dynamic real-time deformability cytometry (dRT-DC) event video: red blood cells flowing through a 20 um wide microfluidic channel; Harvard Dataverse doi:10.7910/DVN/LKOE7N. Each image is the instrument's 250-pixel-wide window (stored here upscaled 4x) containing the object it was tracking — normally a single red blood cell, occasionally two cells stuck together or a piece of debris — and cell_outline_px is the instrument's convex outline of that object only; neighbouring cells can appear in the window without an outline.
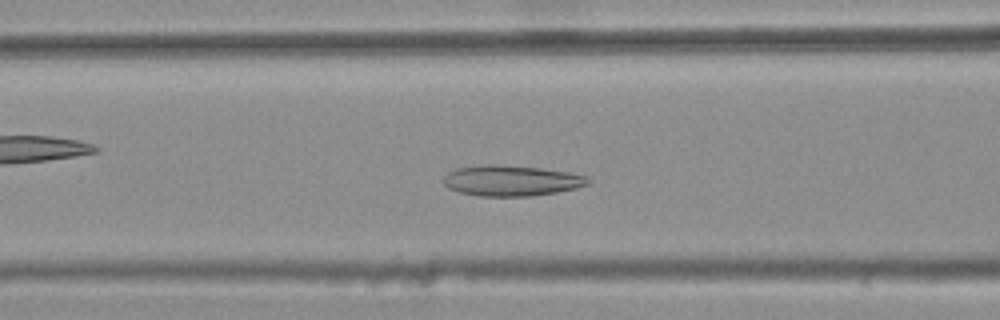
{"species": "common noctule bat (a hibernating species)", "species_latin": "Nyctalus noctula", "temperature_condition": "warm", "stored_images_in_passage": 42, "camera_frame_rate_fps": 3000, "um_per_image_px": 0.085, "animal": {"sex": "female", "body_mass_g": 25.1}, "frame": {"image": 1, "passage_image": 18, "time_ms": 5.667, "image_size_px": [1000, 320], "cell_outline_px": [[592, 180], [588, 184], [576, 188], [556, 192], [532, 196], [480, 196], [460, 192], [448, 188], [444, 184], [444, 176], [448, 172], [456, 168], [484, 164], [496, 164], [540, 168], [568, 172], [588, 176]], "centroid_in_image_um": [43.47, 15.35], "position_along_channel_um": 123.1, "area_um2": 25.89}}
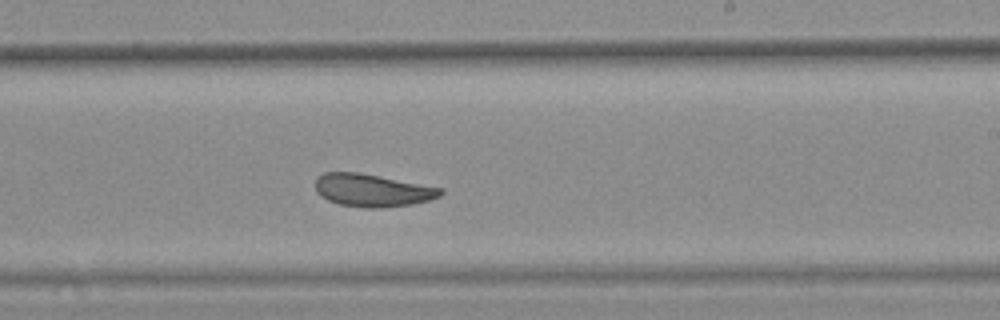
{"frame": {"image": 2, "passage_image": 29, "time_ms": 9.333, "image_size_px": [1000, 320], "cell_outline_px": [[444, 192], [440, 196], [428, 200], [412, 204], [380, 208], [364, 208], [340, 204], [328, 200], [320, 196], [316, 192], [316, 180], [324, 172], [356, 172], [380, 176], [444, 188]], "centroid_in_image_um": [31.66, 16.18], "position_along_channel_um": 257.3, "area_um2": 23.81}}
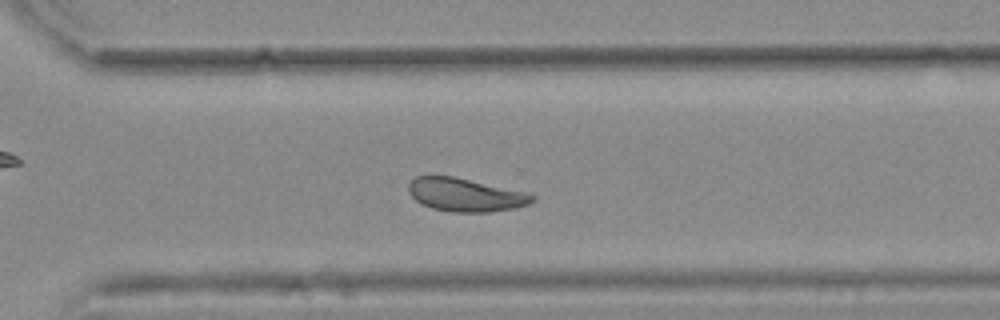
{"frame": {"image": 3, "passage_image": 35, "time_ms": 11.333, "image_size_px": [1000, 320], "cell_outline_px": [[536, 200], [528, 204], [516, 208], [488, 212], [452, 212], [432, 208], [416, 200], [408, 192], [408, 184], [416, 176], [452, 176], [528, 192], [536, 196]], "centroid_in_image_um": [39.6, 16.56], "position_along_channel_um": 331.0, "area_um2": 23.99}, "authors_computed_cell_mechanics": {"area_um2": 24.8251, "velocity_mm_per_s": 3.6746, "shape_relaxation_time_tau1_ms": null, "shape_relaxation_time_tau2_ms": 2.8906, "deformation_change_tau1": null, "deformation_change_tau2": 0.094}}